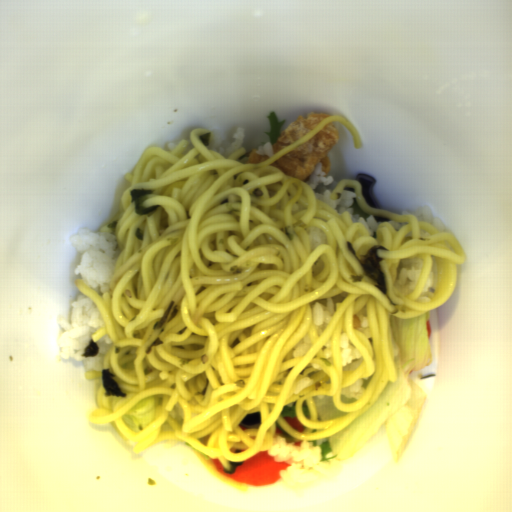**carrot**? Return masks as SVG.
Instances as JSON below:
<instances>
[{"label": "carrot", "mask_w": 512, "mask_h": 512, "mask_svg": "<svg viewBox=\"0 0 512 512\" xmlns=\"http://www.w3.org/2000/svg\"><path fill=\"white\" fill-rule=\"evenodd\" d=\"M209 458V457H208ZM209 463L226 478L248 487L274 485L281 480V471L289 468L288 462H278L267 451H260L236 466L234 473H225L219 458H209Z\"/></svg>", "instance_id": "obj_1"}]
</instances>
